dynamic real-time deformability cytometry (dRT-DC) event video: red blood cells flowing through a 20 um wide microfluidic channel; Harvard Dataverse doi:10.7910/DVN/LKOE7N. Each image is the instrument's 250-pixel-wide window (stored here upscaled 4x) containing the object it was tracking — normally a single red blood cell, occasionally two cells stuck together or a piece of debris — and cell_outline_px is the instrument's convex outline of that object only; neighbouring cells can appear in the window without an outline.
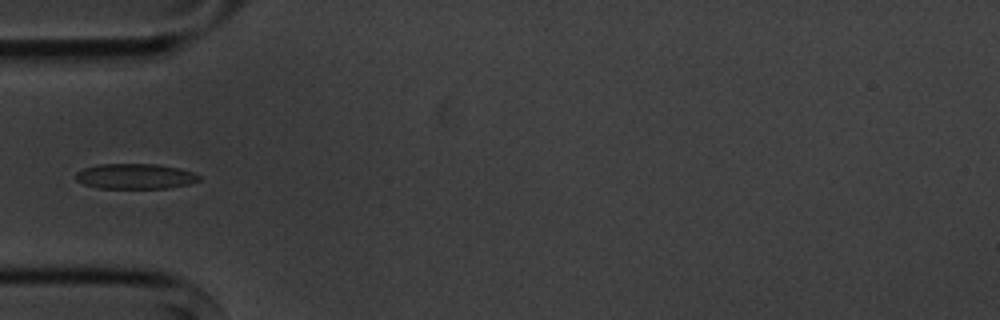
{"species": "common noctule bat (a hibernating species)", "species_latin": "Nyctalus noctula", "temperature_condition": "cold", "stored_images_in_passage": 2, "camera_frame_rate_fps": 3000, "um_per_image_px": 0.085, "animal": {"sex": "male", "body_mass_g": 20.1, "forearm_length_mm": 53.5}, "frame": {"image": 1, "passage_image": 2, "time_ms": 1.0, "image_size_px": [1000, 320], "cell_outline_px": [[200, 180], [188, 184], [168, 188], [100, 188], [84, 184], [76, 180], [76, 172], [84, 168], [100, 164], [156, 164], [180, 168], [192, 172], [200, 176]], "centroid_in_image_um": [11.5, 14.98], "position_along_channel_um": 73.5, "area_um2": 18.09}}